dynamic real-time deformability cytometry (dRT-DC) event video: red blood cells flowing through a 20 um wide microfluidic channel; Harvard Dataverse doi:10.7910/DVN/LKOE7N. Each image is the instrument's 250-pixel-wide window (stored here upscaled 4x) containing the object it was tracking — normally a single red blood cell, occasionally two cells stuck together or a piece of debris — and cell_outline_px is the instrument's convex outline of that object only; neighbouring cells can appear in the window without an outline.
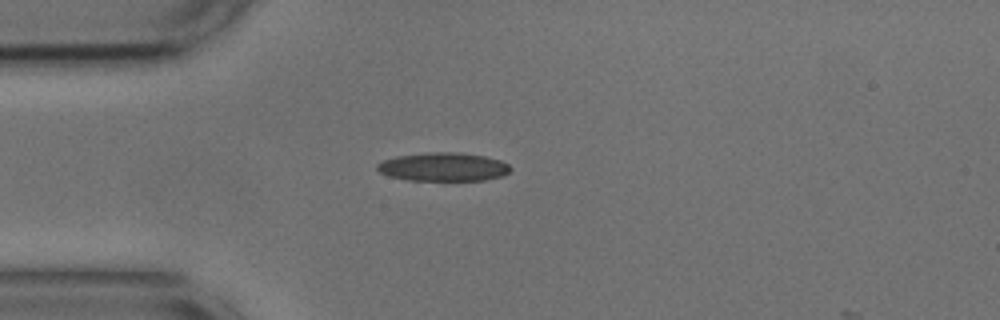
{"species": "common noctule bat (a hibernating species)", "species_latin": "Nyctalus noctula", "temperature_condition": "cold", "stored_images_in_passage": 3, "camera_frame_rate_fps": 3000, "um_per_image_px": 0.085, "animal": {"sex": "male", "body_mass_g": 17.9, "forearm_length_mm": 54.2}, "frame": {"image": 1, "passage_image": 1, "time_ms": 0.0, "image_size_px": [1000, 320], "cell_outline_px": [[512, 168], [504, 176], [484, 180], [408, 180], [388, 176], [380, 172], [376, 168], [376, 164], [384, 160], [396, 156], [428, 152], [460, 152], [484, 156], [500, 160], [508, 164]], "centroid_in_image_um": [37.68, 14.18], "position_along_channel_um": 47.3, "area_um2": 22.25}}